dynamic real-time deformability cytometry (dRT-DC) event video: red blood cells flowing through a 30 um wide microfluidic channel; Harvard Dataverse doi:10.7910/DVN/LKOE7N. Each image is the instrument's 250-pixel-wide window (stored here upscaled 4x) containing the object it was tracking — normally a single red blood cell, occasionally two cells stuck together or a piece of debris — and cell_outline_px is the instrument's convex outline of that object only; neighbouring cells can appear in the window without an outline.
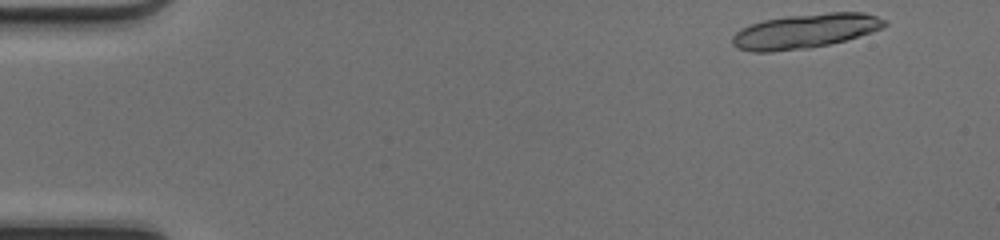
{"species": "common noctule bat (a hibernating species)", "species_latin": "Nyctalus noctula", "temperature_condition": "cold", "stored_images_in_passage": 15, "camera_frame_rate_fps": 3000, "um_per_image_px": 0.085, "animal": {"sex": "female", "body_mass_g": 17.0, "forearm_length_mm": 48.0}, "frame": {"image": 1, "passage_image": 1, "time_ms": 0.0, "image_size_px": [1000, 240], "cell_outline_px": [[888, 24], [872, 32], [844, 40], [828, 44], [808, 48], [772, 52], [752, 52], [736, 48], [732, 44], [732, 36], [740, 28], [764, 20], [784, 16], [828, 12], [864, 12], [888, 20]], "centroid_in_image_um": [68.42, 2.64], "position_along_channel_um": 16.6, "area_um2": 30.69}}